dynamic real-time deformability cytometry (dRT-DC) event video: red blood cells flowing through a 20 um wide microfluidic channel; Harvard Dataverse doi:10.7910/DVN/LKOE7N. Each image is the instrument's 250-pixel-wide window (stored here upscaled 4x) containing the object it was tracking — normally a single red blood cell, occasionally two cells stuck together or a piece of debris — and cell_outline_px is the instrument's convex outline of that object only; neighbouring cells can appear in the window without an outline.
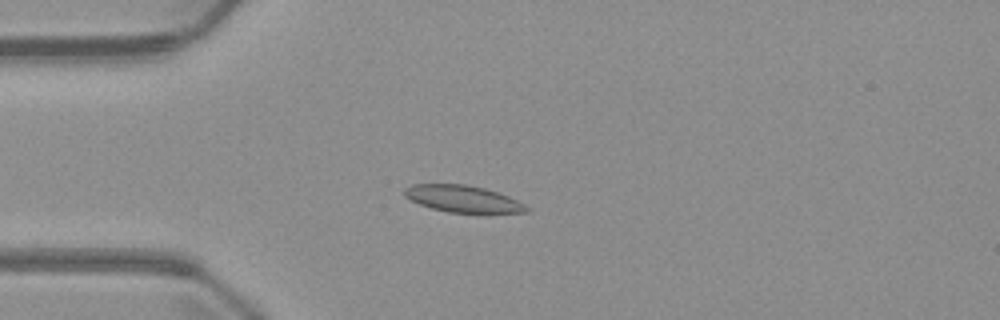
{"species": "common noctule bat (a hibernating species)", "species_latin": "Nyctalus noctula", "temperature_condition": "warm", "stored_images_in_passage": 3, "camera_frame_rate_fps": 3000, "um_per_image_px": 0.085, "animal": {"sex": "male", "body_mass_g": 23.1, "forearm_length_mm": 52.7}, "frame": {"image": 1, "passage_image": 3, "time_ms": 2.333, "image_size_px": [1000, 320], "cell_outline_px": [[528, 212], [488, 216], [484, 216], [448, 212], [432, 208], [420, 204], [404, 196], [404, 188], [412, 184], [464, 184], [484, 188], [508, 196], [524, 204], [528, 208]], "centroid_in_image_um": [39.43, 16.96], "position_along_channel_um": 45.6, "area_um2": 19.88}}